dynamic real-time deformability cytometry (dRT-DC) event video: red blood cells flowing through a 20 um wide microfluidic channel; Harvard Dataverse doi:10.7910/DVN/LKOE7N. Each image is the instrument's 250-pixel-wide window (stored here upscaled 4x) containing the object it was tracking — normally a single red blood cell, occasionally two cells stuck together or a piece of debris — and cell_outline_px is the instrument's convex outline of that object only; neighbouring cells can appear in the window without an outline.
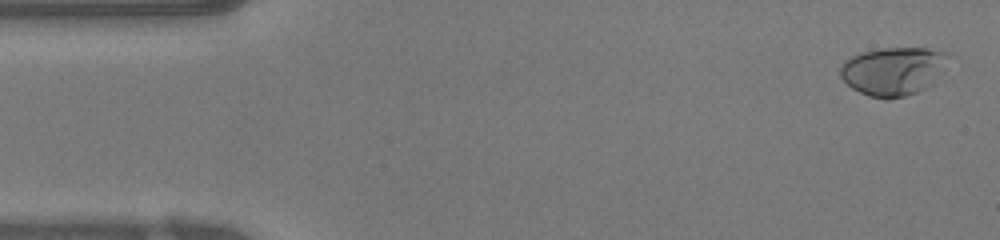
{"species": "human", "species_latin": "Homo sapiens", "temperature_condition": "warm", "stored_images_in_passage": 47, "camera_frame_rate_fps": 3000, "um_per_image_px": 0.085, "donor": {"sex": "female"}, "frame": {"image": 1, "passage_image": 1, "time_ms": 0.0, "image_size_px": [1000, 240], "cell_outline_px": [[948, 56], [932, 84], [916, 92], [904, 96], [888, 100], [868, 96], [852, 88], [840, 76], [840, 68], [844, 60], [852, 56], [864, 52], [880, 48], [928, 48], [948, 52]], "centroid_in_image_um": [75.88, 6.04], "position_along_channel_um": 9.1, "area_um2": 30.11}}
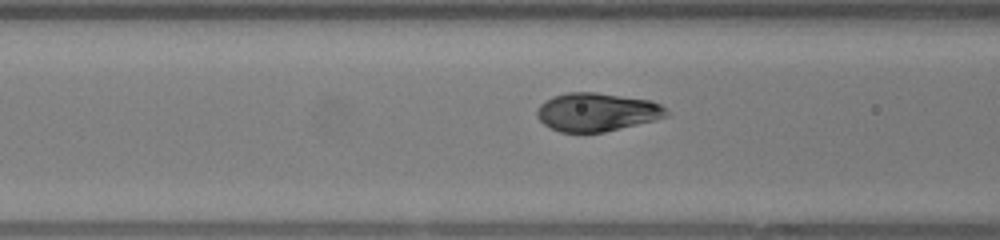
{"frame": {"image": 2, "passage_image": 17, "time_ms": 5.333, "image_size_px": [1000, 240], "cell_outline_px": [[668, 116], [656, 120], [604, 132], [560, 132], [544, 124], [536, 116], [536, 108], [540, 104], [552, 96], [568, 92], [596, 92], [652, 100], [660, 104], [668, 112]], "centroid_in_image_um": [50.73, 9.52], "position_along_channel_um": 115.9, "area_um2": 29.07}}
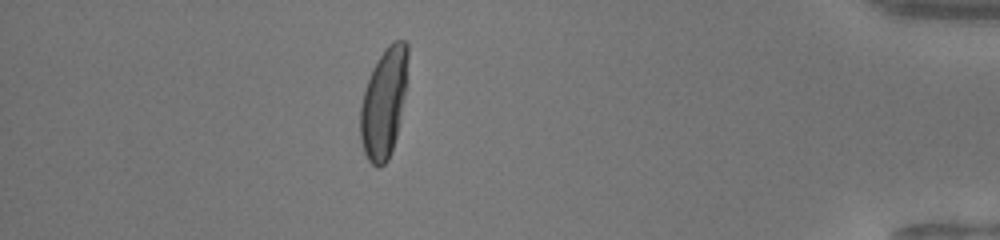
{"frame": {"image": 3, "passage_image": 41, "time_ms": 13.333, "image_size_px": [1000, 240], "cell_outline_px": [[408, 56], [404, 92], [396, 136], [388, 160], [380, 168], [376, 168], [368, 160], [364, 152], [360, 140], [360, 108], [364, 92], [372, 68], [388, 44], [392, 40], [404, 40], [408, 44]], "centroid_in_image_um": [32.6, 8.75], "position_along_channel_um": 402.6, "area_um2": 29.94}, "authors_computed_cell_mechanics": {"area_um2": 29.7092, "velocity_mm_per_s": 4.2438, "shape_relaxation_time_tau1_ms": 3.6326, "shape_relaxation_time_tau2_ms": null, "deformation_change_tau1": 0.2093, "deformation_change_tau2": null}}